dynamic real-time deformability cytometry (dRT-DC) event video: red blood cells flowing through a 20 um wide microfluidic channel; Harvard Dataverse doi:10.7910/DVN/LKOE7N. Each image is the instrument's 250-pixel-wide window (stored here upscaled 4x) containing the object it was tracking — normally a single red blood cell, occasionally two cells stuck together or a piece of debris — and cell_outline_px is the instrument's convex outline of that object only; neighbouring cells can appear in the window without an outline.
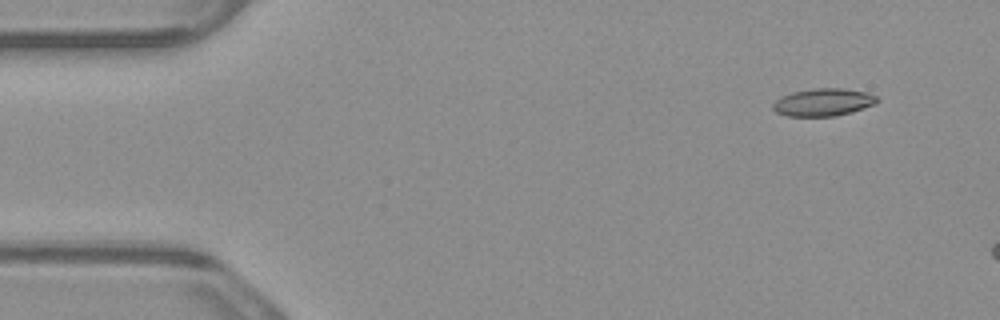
{"species": "common noctule bat (a hibernating species)", "species_latin": "Nyctalus noctula", "temperature_condition": "warm", "stored_images_in_passage": 3, "camera_frame_rate_fps": 3000, "um_per_image_px": 0.085, "animal": {"sex": "male", "body_mass_g": 23.1, "forearm_length_mm": 52.7}, "frame": {"image": 1, "passage_image": 1, "time_ms": 0.0, "image_size_px": [1000, 320], "cell_outline_px": [[880, 100], [876, 104], [852, 112], [836, 116], [788, 116], [776, 112], [772, 108], [772, 104], [780, 96], [792, 92], [816, 88], [844, 88], [868, 92], [876, 96]], "centroid_in_image_um": [70.0, 8.68], "position_along_channel_um": 15.0, "area_um2": 16.94}}